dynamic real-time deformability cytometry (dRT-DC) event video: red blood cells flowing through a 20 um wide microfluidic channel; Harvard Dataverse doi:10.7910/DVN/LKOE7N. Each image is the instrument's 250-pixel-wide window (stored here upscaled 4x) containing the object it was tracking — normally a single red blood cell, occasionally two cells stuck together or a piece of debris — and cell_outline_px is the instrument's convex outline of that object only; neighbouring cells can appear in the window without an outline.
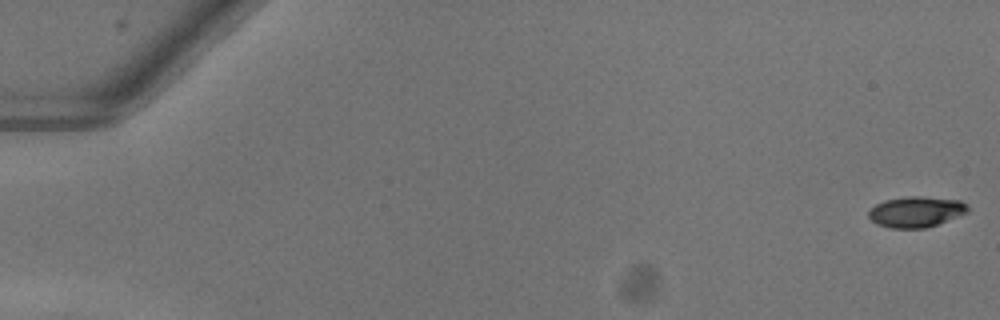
{"species": "common noctule bat (a hibernating species)", "species_latin": "Nyctalus noctula", "temperature_condition": "warm", "stored_images_in_passage": 53, "camera_frame_rate_fps": 3000, "um_per_image_px": 0.085, "animal": {"sex": "female"}, "frame": {"image": 1, "passage_image": 1, "time_ms": 0.0, "image_size_px": [1000, 320], "cell_outline_px": [[968, 212], [936, 224], [924, 228], [888, 228], [876, 224], [868, 216], [868, 212], [876, 204], [884, 200], [908, 196], [924, 196], [960, 200], [968, 204]], "centroid_in_image_um": [77.85, 17.99], "position_along_channel_um": 7.1, "area_um2": 17.74}}
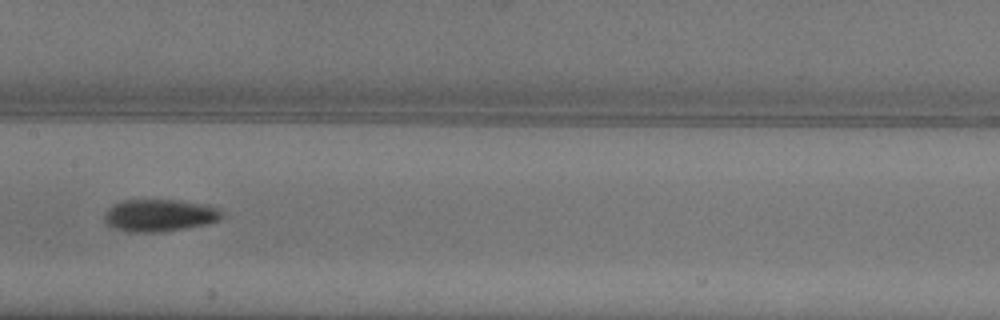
{"frame": {"image": 2, "passage_image": 28, "time_ms": 9.0, "image_size_px": [1000, 320], "cell_outline_px": [[224, 216], [220, 220], [204, 224], [156, 232], [128, 232], [116, 228], [108, 224], [104, 220], [104, 216], [108, 208], [112, 204], [124, 200], [180, 200], [208, 204], [224, 208]], "centroid_in_image_um": [13.62, 18.28], "position_along_channel_um": 193.8, "area_um2": 22.2}}
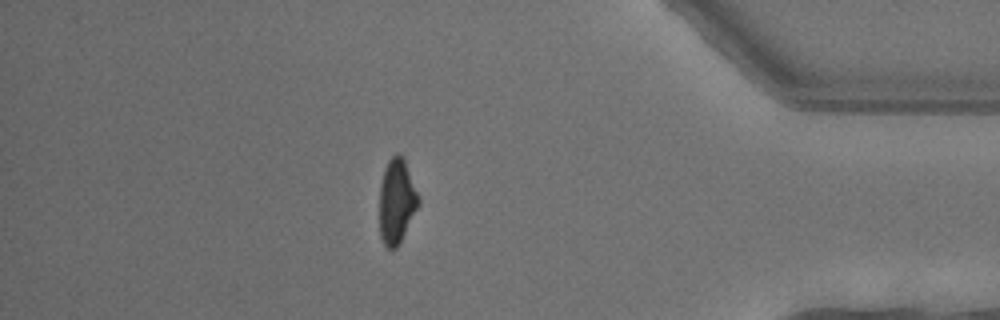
{"frame": {"image": 3, "passage_image": 46, "time_ms": 15.0, "image_size_px": [1000, 320], "cell_outline_px": [[420, 204], [400, 244], [396, 248], [388, 248], [384, 244], [380, 236], [380, 184], [384, 168], [388, 160], [396, 152], [400, 152], [404, 160], [420, 200]], "centroid_in_image_um": [33.71, 17.12], "position_along_channel_um": 401.5, "area_um2": 19.31}, "authors_computed_cell_mechanics": {"area_um2": 19.7676, "velocity_mm_per_s": 4.0524, "shape_relaxation_time_tau1_ms": 2.6335, "shape_relaxation_time_tau2_ms": 2.9246, "deformation_change_tau1": 0.1613, "deformation_change_tau2": 0.0817}}